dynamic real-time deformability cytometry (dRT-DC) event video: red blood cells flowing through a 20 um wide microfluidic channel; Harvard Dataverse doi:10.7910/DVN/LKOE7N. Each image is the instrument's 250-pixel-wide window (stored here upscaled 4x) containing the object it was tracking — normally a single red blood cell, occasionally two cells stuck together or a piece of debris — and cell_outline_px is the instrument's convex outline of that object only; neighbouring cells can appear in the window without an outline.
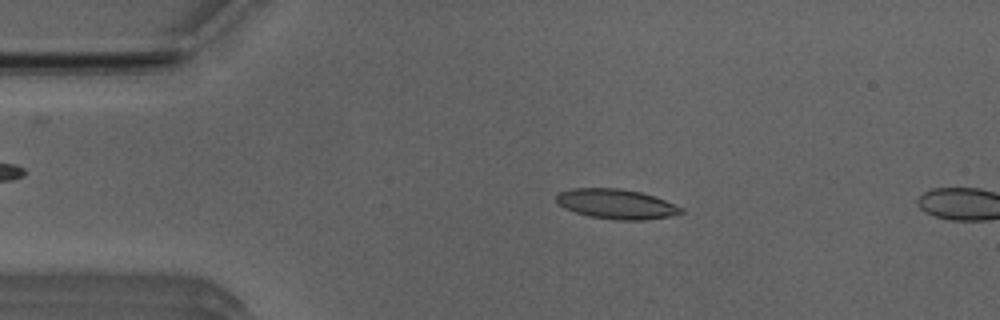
{"species": "Egyptian fruit bat (a non-hibernating species)", "species_latin": "Rousettus aegyptiacus", "temperature_condition": "room temperature", "stored_images_in_passage": 7, "camera_frame_rate_fps": 3000, "um_per_image_px": 0.085, "animal": {"sex": "male"}, "frame": {"image": 1, "passage_image": 5, "time_ms": 1.333, "image_size_px": [1000, 320], "cell_outline_px": [[684, 212], [672, 216], [644, 220], [616, 220], [588, 216], [564, 208], [556, 200], [556, 196], [560, 192], [572, 188], [620, 188], [640, 192], [664, 200], [684, 208]], "centroid_in_image_um": [52.4, 17.35], "position_along_channel_um": 32.6, "area_um2": 21.62}}